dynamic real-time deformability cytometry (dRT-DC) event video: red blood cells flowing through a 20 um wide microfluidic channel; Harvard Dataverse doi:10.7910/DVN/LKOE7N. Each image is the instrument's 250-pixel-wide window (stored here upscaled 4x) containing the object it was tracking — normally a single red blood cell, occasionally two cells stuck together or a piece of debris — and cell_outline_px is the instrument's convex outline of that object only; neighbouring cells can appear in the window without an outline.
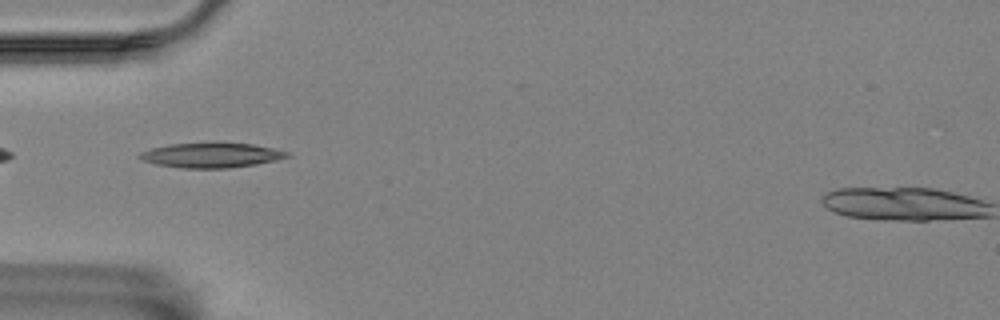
{"species": "Egyptian fruit bat (a non-hibernating species)", "species_latin": "Rousettus aegyptiacus", "temperature_condition": "room temperature", "stored_images_in_passage": 11, "camera_frame_rate_fps": 3000, "um_per_image_px": 0.085, "animal": {"sex": "female"}, "frame": {"image": 1, "passage_image": 2, "time_ms": 0.333, "image_size_px": [1000, 320], "cell_outline_px": [[292, 156], [276, 160], [256, 164], [228, 168], [184, 168], [156, 164], [144, 160], [136, 156], [140, 152], [152, 148], [172, 144], [252, 144], [272, 148], [288, 152]], "centroid_in_image_um": [17.97, 13.21], "position_along_channel_um": 67.0, "area_um2": 20.75}}
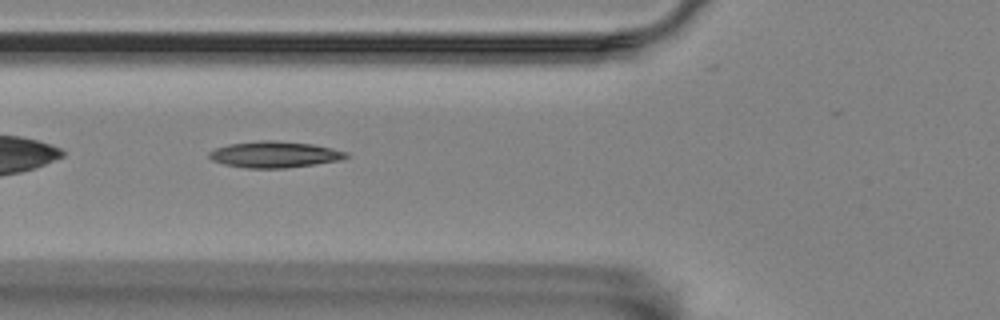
{"frame": {"image": 2, "passage_image": 5, "time_ms": 1.333, "image_size_px": [1000, 320], "cell_outline_px": [[348, 156], [336, 160], [316, 164], [284, 168], [244, 168], [224, 164], [212, 160], [208, 156], [208, 152], [216, 148], [228, 144], [260, 140], [276, 140], [312, 144], [332, 148], [348, 152]], "centroid_in_image_um": [23.29, 13.12], "position_along_channel_um": 102.5, "area_um2": 20.92}}
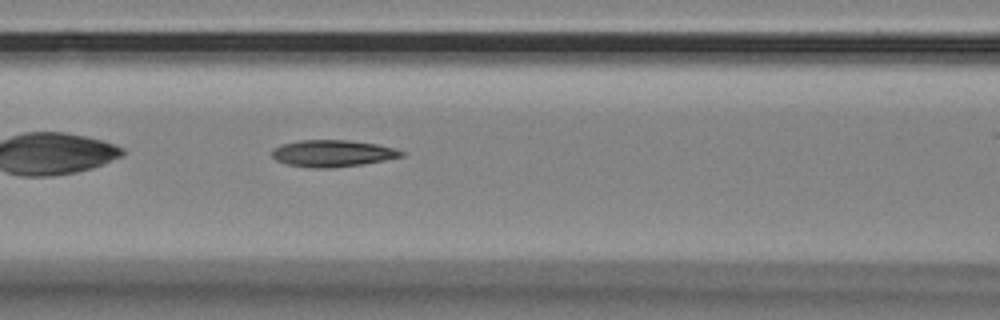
{"frame": {"image": 3, "passage_image": 8, "time_ms": 2.333, "image_size_px": [1000, 320], "cell_outline_px": [[404, 156], [384, 160], [360, 164], [332, 168], [312, 168], [288, 164], [276, 160], [272, 156], [272, 152], [276, 148], [284, 144], [300, 140], [348, 140], [376, 144], [392, 148], [404, 152]], "centroid_in_image_um": [28.27, 13.04], "position_along_channel_um": 138.3, "area_um2": 19.83}}